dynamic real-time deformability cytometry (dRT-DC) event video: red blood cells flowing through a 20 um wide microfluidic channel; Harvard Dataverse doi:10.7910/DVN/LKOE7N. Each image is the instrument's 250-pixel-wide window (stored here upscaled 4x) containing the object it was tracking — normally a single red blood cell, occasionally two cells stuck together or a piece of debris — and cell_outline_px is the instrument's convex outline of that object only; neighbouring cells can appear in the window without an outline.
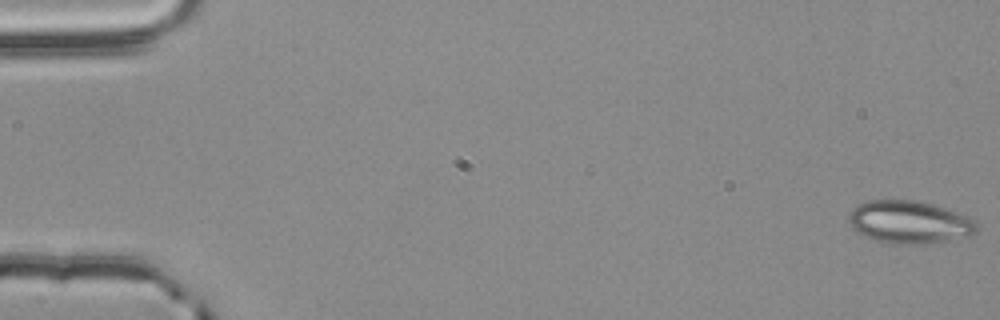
{"species": "common noctule bat (a hibernating species)", "species_latin": "Nyctalus noctula", "temperature_condition": "room temperature", "stored_images_in_passage": 44, "camera_frame_rate_fps": 3000, "um_per_image_px": 0.085, "animal": {"sex": "male", "body_mass_g": 20.4}, "frame": {"image": 1, "passage_image": 1, "time_ms": 0.0, "image_size_px": [1000, 320], "cell_outline_px": [[976, 232], [968, 236], [928, 244], [892, 244], [876, 240], [856, 232], [852, 228], [848, 220], [848, 212], [852, 208], [868, 200], [912, 200], [932, 204], [968, 216], [976, 224]], "centroid_in_image_um": [77.25, 18.89], "position_along_channel_um": 7.8, "area_um2": 31.79}}
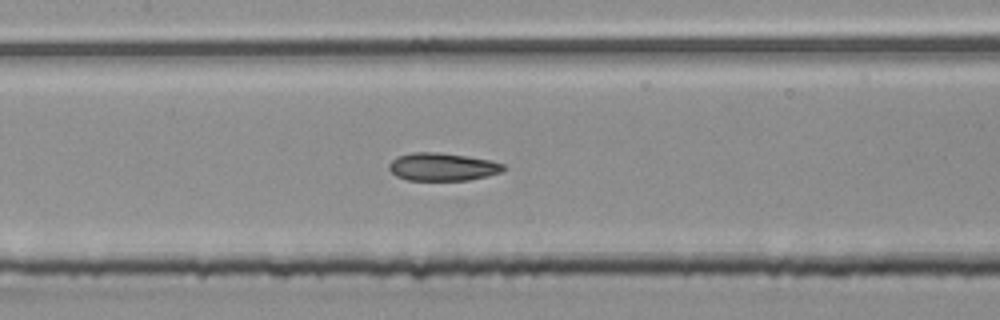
{"frame": {"image": 2, "passage_image": 27, "time_ms": 8.667, "image_size_px": [1000, 320], "cell_outline_px": [[508, 168], [500, 172], [488, 176], [468, 180], [408, 180], [396, 176], [388, 168], [388, 164], [396, 156], [412, 152], [440, 152], [468, 156], [488, 160], [504, 164]], "centroid_in_image_um": [37.6, 14.17], "position_along_channel_um": 169.8, "area_um2": 18.73}}
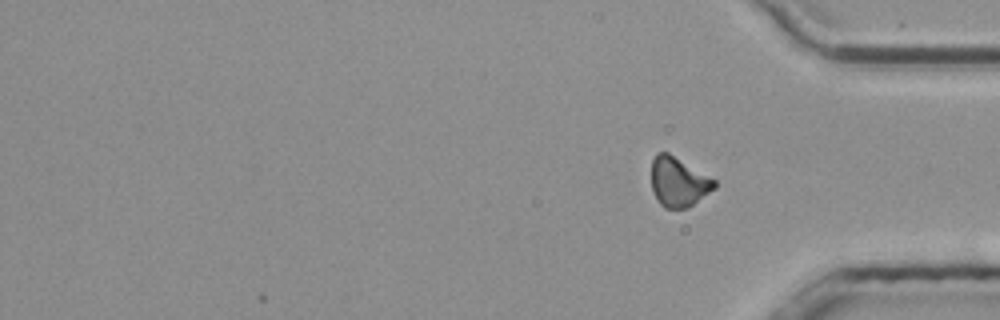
{"frame": {"image": 3, "passage_image": 44, "time_ms": 14.333, "image_size_px": [1000, 320], "cell_outline_px": [[716, 188], [688, 208], [664, 208], [660, 204], [652, 192], [652, 160], [656, 152], [668, 152], [716, 180]], "centroid_in_image_um": [57.67, 15.47], "position_along_channel_um": 377.5, "area_um2": 18.26}, "authors_computed_cell_mechanics": {"area_um2": 20.1433, "velocity_mm_per_s": 3.7739, "shape_relaxation_time_tau1_ms": null, "shape_relaxation_time_tau2_ms": 9.3767, "deformation_change_tau1": null, "deformation_change_tau2": 0.1434}}